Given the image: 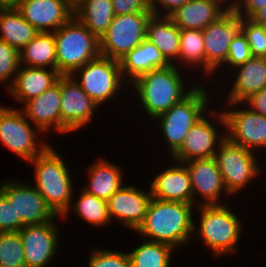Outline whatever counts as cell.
I'll use <instances>...</instances> for the list:
<instances>
[{"label": "cell", "instance_id": "1", "mask_svg": "<svg viewBox=\"0 0 266 267\" xmlns=\"http://www.w3.org/2000/svg\"><path fill=\"white\" fill-rule=\"evenodd\" d=\"M193 206L152 197L147 206L145 219L136 231L142 234L143 238L151 237L149 241L165 243L173 248L178 244L187 243L195 229L192 220Z\"/></svg>", "mask_w": 266, "mask_h": 267}, {"label": "cell", "instance_id": "2", "mask_svg": "<svg viewBox=\"0 0 266 267\" xmlns=\"http://www.w3.org/2000/svg\"><path fill=\"white\" fill-rule=\"evenodd\" d=\"M56 69L73 75L87 62L100 56L99 39L74 15L54 32Z\"/></svg>", "mask_w": 266, "mask_h": 267}, {"label": "cell", "instance_id": "3", "mask_svg": "<svg viewBox=\"0 0 266 267\" xmlns=\"http://www.w3.org/2000/svg\"><path fill=\"white\" fill-rule=\"evenodd\" d=\"M29 162L35 164L36 190L57 216L66 218L73 184L63 159L49 145Z\"/></svg>", "mask_w": 266, "mask_h": 267}, {"label": "cell", "instance_id": "4", "mask_svg": "<svg viewBox=\"0 0 266 267\" xmlns=\"http://www.w3.org/2000/svg\"><path fill=\"white\" fill-rule=\"evenodd\" d=\"M176 65L155 69L137 78L133 85L150 117L155 118L180 102L192 90L184 92L183 79ZM184 92V93H183Z\"/></svg>", "mask_w": 266, "mask_h": 267}, {"label": "cell", "instance_id": "5", "mask_svg": "<svg viewBox=\"0 0 266 267\" xmlns=\"http://www.w3.org/2000/svg\"><path fill=\"white\" fill-rule=\"evenodd\" d=\"M205 92L201 87H192L186 97L156 117L160 119V128L171 155L181 147L190 129L203 117L208 99Z\"/></svg>", "mask_w": 266, "mask_h": 267}, {"label": "cell", "instance_id": "6", "mask_svg": "<svg viewBox=\"0 0 266 267\" xmlns=\"http://www.w3.org/2000/svg\"><path fill=\"white\" fill-rule=\"evenodd\" d=\"M227 205H203L197 207L201 212L198 232L215 255L236 251L241 221L226 207Z\"/></svg>", "mask_w": 266, "mask_h": 267}, {"label": "cell", "instance_id": "7", "mask_svg": "<svg viewBox=\"0 0 266 267\" xmlns=\"http://www.w3.org/2000/svg\"><path fill=\"white\" fill-rule=\"evenodd\" d=\"M152 12L115 15L108 30L99 39L100 55L119 61L146 38V26Z\"/></svg>", "mask_w": 266, "mask_h": 267}, {"label": "cell", "instance_id": "8", "mask_svg": "<svg viewBox=\"0 0 266 267\" xmlns=\"http://www.w3.org/2000/svg\"><path fill=\"white\" fill-rule=\"evenodd\" d=\"M221 141V142H220ZM214 158L218 164L227 194L242 190L259 174L254 152L233 143L226 135L221 137Z\"/></svg>", "mask_w": 266, "mask_h": 267}, {"label": "cell", "instance_id": "9", "mask_svg": "<svg viewBox=\"0 0 266 267\" xmlns=\"http://www.w3.org/2000/svg\"><path fill=\"white\" fill-rule=\"evenodd\" d=\"M0 186V191L16 211V232L24 226L44 224L60 217L52 211L34 186L12 180Z\"/></svg>", "mask_w": 266, "mask_h": 267}, {"label": "cell", "instance_id": "10", "mask_svg": "<svg viewBox=\"0 0 266 267\" xmlns=\"http://www.w3.org/2000/svg\"><path fill=\"white\" fill-rule=\"evenodd\" d=\"M77 71L80 72V87L99 106L117 93L123 79L119 61L101 55Z\"/></svg>", "mask_w": 266, "mask_h": 267}, {"label": "cell", "instance_id": "11", "mask_svg": "<svg viewBox=\"0 0 266 267\" xmlns=\"http://www.w3.org/2000/svg\"><path fill=\"white\" fill-rule=\"evenodd\" d=\"M35 138V131L24 113L0 106V140L6 148L24 160H33L49 146L36 144Z\"/></svg>", "mask_w": 266, "mask_h": 267}, {"label": "cell", "instance_id": "12", "mask_svg": "<svg viewBox=\"0 0 266 267\" xmlns=\"http://www.w3.org/2000/svg\"><path fill=\"white\" fill-rule=\"evenodd\" d=\"M74 75H61L58 79L61 91V132H70L90 122L98 104L80 87Z\"/></svg>", "mask_w": 266, "mask_h": 267}, {"label": "cell", "instance_id": "13", "mask_svg": "<svg viewBox=\"0 0 266 267\" xmlns=\"http://www.w3.org/2000/svg\"><path fill=\"white\" fill-rule=\"evenodd\" d=\"M240 31V16L232 9L202 30L205 50V71L214 73L226 61L229 46ZM215 69V70H214Z\"/></svg>", "mask_w": 266, "mask_h": 267}, {"label": "cell", "instance_id": "14", "mask_svg": "<svg viewBox=\"0 0 266 267\" xmlns=\"http://www.w3.org/2000/svg\"><path fill=\"white\" fill-rule=\"evenodd\" d=\"M218 114L219 121L229 131L226 137L233 143L251 151H253L252 147H266L265 116L253 112L250 108L226 110Z\"/></svg>", "mask_w": 266, "mask_h": 267}, {"label": "cell", "instance_id": "15", "mask_svg": "<svg viewBox=\"0 0 266 267\" xmlns=\"http://www.w3.org/2000/svg\"><path fill=\"white\" fill-rule=\"evenodd\" d=\"M16 9L39 32H55L74 15L71 0H22Z\"/></svg>", "mask_w": 266, "mask_h": 267}, {"label": "cell", "instance_id": "16", "mask_svg": "<svg viewBox=\"0 0 266 267\" xmlns=\"http://www.w3.org/2000/svg\"><path fill=\"white\" fill-rule=\"evenodd\" d=\"M54 221L24 226L20 231L26 267H45L56 253L58 234Z\"/></svg>", "mask_w": 266, "mask_h": 267}, {"label": "cell", "instance_id": "17", "mask_svg": "<svg viewBox=\"0 0 266 267\" xmlns=\"http://www.w3.org/2000/svg\"><path fill=\"white\" fill-rule=\"evenodd\" d=\"M151 193L137 190L135 186L121 187L107 200L110 220L116 218L127 227L137 230L143 223Z\"/></svg>", "mask_w": 266, "mask_h": 267}, {"label": "cell", "instance_id": "18", "mask_svg": "<svg viewBox=\"0 0 266 267\" xmlns=\"http://www.w3.org/2000/svg\"><path fill=\"white\" fill-rule=\"evenodd\" d=\"M184 163L190 174L193 202L195 193H200L206 201L203 205H222L217 201L224 191L223 188L227 191L215 158L195 159Z\"/></svg>", "mask_w": 266, "mask_h": 267}, {"label": "cell", "instance_id": "19", "mask_svg": "<svg viewBox=\"0 0 266 267\" xmlns=\"http://www.w3.org/2000/svg\"><path fill=\"white\" fill-rule=\"evenodd\" d=\"M150 193L153 198L158 200L193 205V189L186 165L181 163L179 166L162 171L151 182Z\"/></svg>", "mask_w": 266, "mask_h": 267}, {"label": "cell", "instance_id": "20", "mask_svg": "<svg viewBox=\"0 0 266 267\" xmlns=\"http://www.w3.org/2000/svg\"><path fill=\"white\" fill-rule=\"evenodd\" d=\"M217 129L202 117L188 132L181 147L172 155L177 161L184 163L195 159L214 157L218 143Z\"/></svg>", "mask_w": 266, "mask_h": 267}, {"label": "cell", "instance_id": "21", "mask_svg": "<svg viewBox=\"0 0 266 267\" xmlns=\"http://www.w3.org/2000/svg\"><path fill=\"white\" fill-rule=\"evenodd\" d=\"M222 2V0H190L169 17L179 29L203 30L229 10V6L222 9L220 5Z\"/></svg>", "mask_w": 266, "mask_h": 267}, {"label": "cell", "instance_id": "22", "mask_svg": "<svg viewBox=\"0 0 266 267\" xmlns=\"http://www.w3.org/2000/svg\"><path fill=\"white\" fill-rule=\"evenodd\" d=\"M61 74L57 69L47 70L46 68L24 67L20 68L15 75L14 81L6 89L19 102H26L38 97L46 89L57 83Z\"/></svg>", "mask_w": 266, "mask_h": 267}, {"label": "cell", "instance_id": "23", "mask_svg": "<svg viewBox=\"0 0 266 267\" xmlns=\"http://www.w3.org/2000/svg\"><path fill=\"white\" fill-rule=\"evenodd\" d=\"M60 101V84L57 82L38 97L26 101L23 113L36 123L38 131H46L54 125L56 131L61 132Z\"/></svg>", "mask_w": 266, "mask_h": 267}, {"label": "cell", "instance_id": "24", "mask_svg": "<svg viewBox=\"0 0 266 267\" xmlns=\"http://www.w3.org/2000/svg\"><path fill=\"white\" fill-rule=\"evenodd\" d=\"M119 63L123 77L125 78L127 75L131 77L128 79L130 81L128 83H133L147 72L166 68L172 64L165 58L158 47L146 38L141 44L121 58Z\"/></svg>", "mask_w": 266, "mask_h": 267}, {"label": "cell", "instance_id": "25", "mask_svg": "<svg viewBox=\"0 0 266 267\" xmlns=\"http://www.w3.org/2000/svg\"><path fill=\"white\" fill-rule=\"evenodd\" d=\"M239 68L228 103L235 105L244 102L252 94L266 87V58L252 57Z\"/></svg>", "mask_w": 266, "mask_h": 267}, {"label": "cell", "instance_id": "26", "mask_svg": "<svg viewBox=\"0 0 266 267\" xmlns=\"http://www.w3.org/2000/svg\"><path fill=\"white\" fill-rule=\"evenodd\" d=\"M163 17V18H162ZM151 15L146 26V39L158 47L165 58L172 63L180 51V29L169 16Z\"/></svg>", "mask_w": 266, "mask_h": 267}, {"label": "cell", "instance_id": "27", "mask_svg": "<svg viewBox=\"0 0 266 267\" xmlns=\"http://www.w3.org/2000/svg\"><path fill=\"white\" fill-rule=\"evenodd\" d=\"M74 16L100 39L115 17L112 0H77Z\"/></svg>", "mask_w": 266, "mask_h": 267}, {"label": "cell", "instance_id": "28", "mask_svg": "<svg viewBox=\"0 0 266 267\" xmlns=\"http://www.w3.org/2000/svg\"><path fill=\"white\" fill-rule=\"evenodd\" d=\"M0 39L18 51L22 50L39 31L26 21L16 7H0Z\"/></svg>", "mask_w": 266, "mask_h": 267}, {"label": "cell", "instance_id": "29", "mask_svg": "<svg viewBox=\"0 0 266 267\" xmlns=\"http://www.w3.org/2000/svg\"><path fill=\"white\" fill-rule=\"evenodd\" d=\"M89 175V185L83 190L105 201L123 185L120 168L103 159L93 163Z\"/></svg>", "mask_w": 266, "mask_h": 267}, {"label": "cell", "instance_id": "30", "mask_svg": "<svg viewBox=\"0 0 266 267\" xmlns=\"http://www.w3.org/2000/svg\"><path fill=\"white\" fill-rule=\"evenodd\" d=\"M20 65L28 67L56 69V43L54 32H39L22 50L19 51Z\"/></svg>", "mask_w": 266, "mask_h": 267}, {"label": "cell", "instance_id": "31", "mask_svg": "<svg viewBox=\"0 0 266 267\" xmlns=\"http://www.w3.org/2000/svg\"><path fill=\"white\" fill-rule=\"evenodd\" d=\"M172 250L168 244L146 241L128 253L130 267H169Z\"/></svg>", "mask_w": 266, "mask_h": 267}, {"label": "cell", "instance_id": "32", "mask_svg": "<svg viewBox=\"0 0 266 267\" xmlns=\"http://www.w3.org/2000/svg\"><path fill=\"white\" fill-rule=\"evenodd\" d=\"M77 215L92 225L104 226L110 221L107 201L82 191L74 205Z\"/></svg>", "mask_w": 266, "mask_h": 267}, {"label": "cell", "instance_id": "33", "mask_svg": "<svg viewBox=\"0 0 266 267\" xmlns=\"http://www.w3.org/2000/svg\"><path fill=\"white\" fill-rule=\"evenodd\" d=\"M179 46L178 60H184L189 65L202 64L205 70V50L202 30L180 29Z\"/></svg>", "mask_w": 266, "mask_h": 267}, {"label": "cell", "instance_id": "34", "mask_svg": "<svg viewBox=\"0 0 266 267\" xmlns=\"http://www.w3.org/2000/svg\"><path fill=\"white\" fill-rule=\"evenodd\" d=\"M0 267H26L19 232H0Z\"/></svg>", "mask_w": 266, "mask_h": 267}, {"label": "cell", "instance_id": "35", "mask_svg": "<svg viewBox=\"0 0 266 267\" xmlns=\"http://www.w3.org/2000/svg\"><path fill=\"white\" fill-rule=\"evenodd\" d=\"M240 30L246 36L252 57L266 58V28L240 17Z\"/></svg>", "mask_w": 266, "mask_h": 267}, {"label": "cell", "instance_id": "36", "mask_svg": "<svg viewBox=\"0 0 266 267\" xmlns=\"http://www.w3.org/2000/svg\"><path fill=\"white\" fill-rule=\"evenodd\" d=\"M19 67V51L0 39V83L7 81L11 76L13 79L10 82L14 81Z\"/></svg>", "mask_w": 266, "mask_h": 267}, {"label": "cell", "instance_id": "37", "mask_svg": "<svg viewBox=\"0 0 266 267\" xmlns=\"http://www.w3.org/2000/svg\"><path fill=\"white\" fill-rule=\"evenodd\" d=\"M89 267H130L129 255L110 250H94Z\"/></svg>", "mask_w": 266, "mask_h": 267}, {"label": "cell", "instance_id": "38", "mask_svg": "<svg viewBox=\"0 0 266 267\" xmlns=\"http://www.w3.org/2000/svg\"><path fill=\"white\" fill-rule=\"evenodd\" d=\"M252 58L250 46L246 36L240 30L229 46V54L226 61L229 65L240 66Z\"/></svg>", "mask_w": 266, "mask_h": 267}, {"label": "cell", "instance_id": "39", "mask_svg": "<svg viewBox=\"0 0 266 267\" xmlns=\"http://www.w3.org/2000/svg\"><path fill=\"white\" fill-rule=\"evenodd\" d=\"M0 232H16V211L0 191Z\"/></svg>", "mask_w": 266, "mask_h": 267}, {"label": "cell", "instance_id": "40", "mask_svg": "<svg viewBox=\"0 0 266 267\" xmlns=\"http://www.w3.org/2000/svg\"><path fill=\"white\" fill-rule=\"evenodd\" d=\"M115 15L133 12H152L151 0H112Z\"/></svg>", "mask_w": 266, "mask_h": 267}, {"label": "cell", "instance_id": "41", "mask_svg": "<svg viewBox=\"0 0 266 267\" xmlns=\"http://www.w3.org/2000/svg\"><path fill=\"white\" fill-rule=\"evenodd\" d=\"M236 1L234 3H231L229 7L232 8L240 17L245 16L246 18H250L256 11L264 8L266 5V0H243V2H241L240 0ZM242 6H244L245 11L243 12L245 13V15L242 13Z\"/></svg>", "mask_w": 266, "mask_h": 267}, {"label": "cell", "instance_id": "42", "mask_svg": "<svg viewBox=\"0 0 266 267\" xmlns=\"http://www.w3.org/2000/svg\"><path fill=\"white\" fill-rule=\"evenodd\" d=\"M244 102L250 104L251 110L266 117V87L252 94Z\"/></svg>", "mask_w": 266, "mask_h": 267}, {"label": "cell", "instance_id": "43", "mask_svg": "<svg viewBox=\"0 0 266 267\" xmlns=\"http://www.w3.org/2000/svg\"><path fill=\"white\" fill-rule=\"evenodd\" d=\"M190 0H151V11L153 15L159 16V11L157 10V4L163 5V10L165 9L166 14L165 16H169L172 14L176 9L183 6Z\"/></svg>", "mask_w": 266, "mask_h": 267}, {"label": "cell", "instance_id": "44", "mask_svg": "<svg viewBox=\"0 0 266 267\" xmlns=\"http://www.w3.org/2000/svg\"><path fill=\"white\" fill-rule=\"evenodd\" d=\"M254 23L263 26L266 28V5L264 8L256 11L250 18Z\"/></svg>", "mask_w": 266, "mask_h": 267}, {"label": "cell", "instance_id": "45", "mask_svg": "<svg viewBox=\"0 0 266 267\" xmlns=\"http://www.w3.org/2000/svg\"><path fill=\"white\" fill-rule=\"evenodd\" d=\"M22 0H0V7H16Z\"/></svg>", "mask_w": 266, "mask_h": 267}]
</instances>
